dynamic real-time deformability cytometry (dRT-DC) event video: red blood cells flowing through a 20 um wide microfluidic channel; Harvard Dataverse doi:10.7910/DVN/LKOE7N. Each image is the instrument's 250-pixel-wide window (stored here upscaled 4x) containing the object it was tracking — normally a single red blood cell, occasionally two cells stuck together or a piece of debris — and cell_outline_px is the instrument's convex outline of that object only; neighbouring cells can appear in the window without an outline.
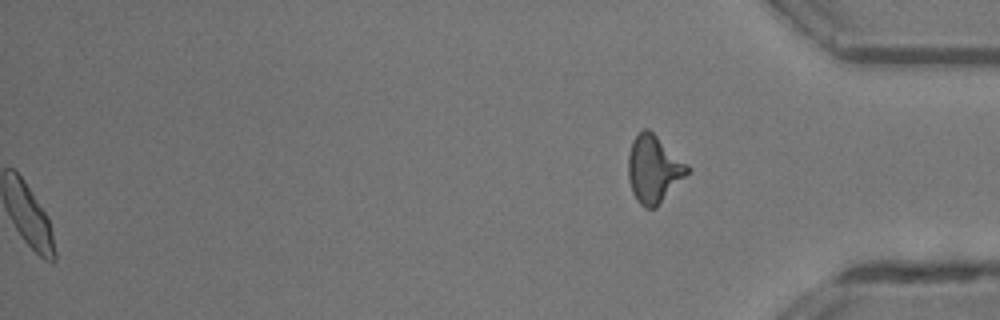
{"species": "common noctule bat (a hibernating species)", "species_latin": "Nyctalus noctula", "temperature_condition": "room temperature", "stored_images_in_passage": 35, "segment_of_instrument_passage": [2, 2], "camera_frame_rate_fps": 3000, "um_per_image_px": 0.085, "animal": {"sex": "male", "body_mass_g": 13.3}, "frame": {"image": 1, "passage_image": 35, "time_ms": 11.333, "image_size_px": [1000, 320], "cell_outline_px": [[692, 168], [656, 208], [644, 208], [636, 200], [632, 192], [628, 176], [628, 156], [632, 140], [644, 128], [648, 128], [688, 164]], "centroid_in_image_um": [55.55, 14.38], "position_along_channel_um": 379.6, "area_um2": 23.12}}